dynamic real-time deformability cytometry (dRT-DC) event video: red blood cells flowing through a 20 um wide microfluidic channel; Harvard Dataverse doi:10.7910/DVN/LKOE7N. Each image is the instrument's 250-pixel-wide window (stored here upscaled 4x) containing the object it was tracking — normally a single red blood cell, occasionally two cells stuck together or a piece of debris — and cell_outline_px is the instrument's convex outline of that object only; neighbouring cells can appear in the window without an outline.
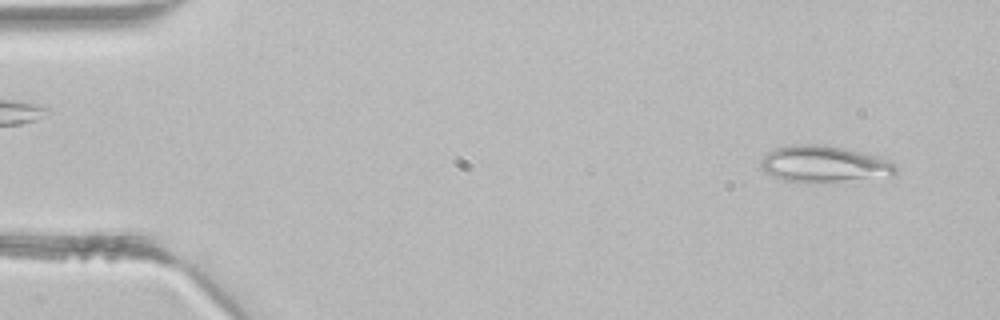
{"species": "common noctule bat (a hibernating species)", "species_latin": "Nyctalus noctula", "temperature_condition": "room temperature", "stored_images_in_passage": 42, "segment_of_instrument_passage": [1, 2], "camera_frame_rate_fps": 3000, "um_per_image_px": 0.085, "animal": {"sex": "male", "body_mass_g": 21.5, "forearm_length_mm": 52.0}, "frame": {"image": 1, "passage_image": 2, "time_ms": 0.333, "image_size_px": [1000, 320], "cell_outline_px": [[896, 172], [892, 176], [836, 180], [784, 180], [768, 172], [760, 164], [760, 160], [768, 152], [776, 148], [792, 144], [824, 144], [844, 148], [876, 156], [892, 164], [896, 168]], "centroid_in_image_um": [70.02, 13.89], "position_along_channel_um": 15.0, "area_um2": 27.34}}
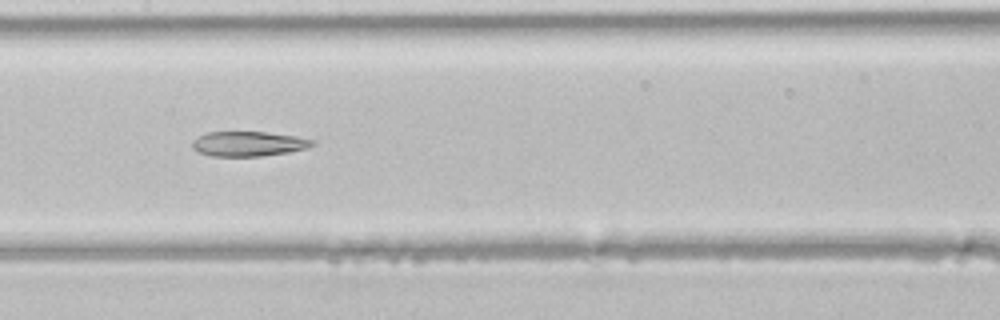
{"frame": {"image": 2, "passage_image": 20, "time_ms": 6.333, "image_size_px": [1000, 320], "cell_outline_px": [[316, 144], [308, 148], [288, 152], [264, 156], [212, 156], [200, 152], [192, 148], [192, 140], [208, 132], [268, 132], [296, 136], [312, 140]], "centroid_in_image_um": [21.14, 12.22], "position_along_channel_um": 186.3, "area_um2": 17.34}}
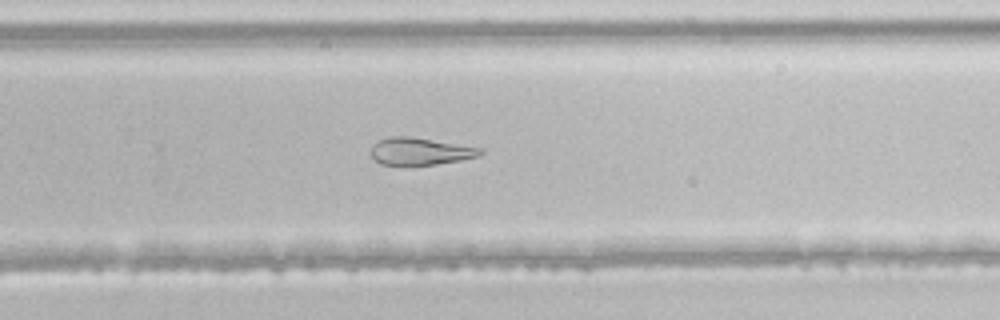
{"frame": {"image": 3, "passage_image": 27, "time_ms": 8.667, "image_size_px": [1000, 320], "cell_outline_px": [[484, 152], [480, 156], [460, 160], [436, 164], [380, 164], [368, 152], [380, 140], [388, 136], [408, 136], [484, 148]], "centroid_in_image_um": [35.75, 12.85], "position_along_channel_um": 294.0, "area_um2": 17.17}}